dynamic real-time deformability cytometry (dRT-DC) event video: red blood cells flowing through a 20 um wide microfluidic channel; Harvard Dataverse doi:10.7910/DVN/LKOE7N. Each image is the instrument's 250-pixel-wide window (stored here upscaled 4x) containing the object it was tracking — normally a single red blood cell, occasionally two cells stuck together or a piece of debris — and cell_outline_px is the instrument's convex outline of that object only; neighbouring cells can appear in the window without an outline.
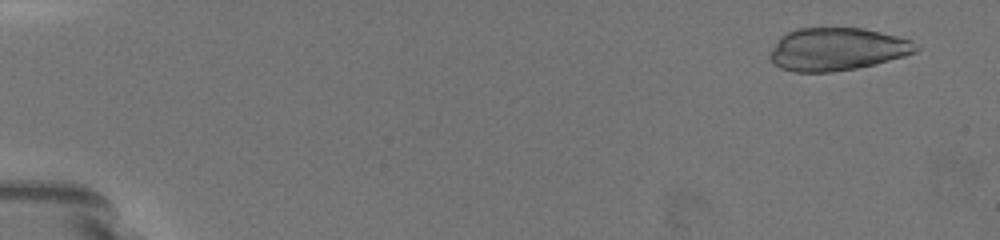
{"species": "common noctule bat (a hibernating species)", "species_latin": "Nyctalus noctula", "temperature_condition": "warm", "stored_images_in_passage": 8, "camera_frame_rate_fps": 3000, "um_per_image_px": 0.085, "animal": {"sex": "female", "body_mass_g": 19.5, "forearm_length_mm": 54.1}, "frame": {"image": 1, "passage_image": 2, "time_ms": 1.0, "image_size_px": [1000, 240], "cell_outline_px": [[920, 48], [916, 52], [904, 56], [876, 64], [856, 68], [832, 72], [792, 72], [780, 68], [768, 56], [780, 36], [796, 28], [864, 28], [912, 40]], "centroid_in_image_um": [71.15, 4.18], "position_along_channel_um": 13.8, "area_um2": 36.41}}